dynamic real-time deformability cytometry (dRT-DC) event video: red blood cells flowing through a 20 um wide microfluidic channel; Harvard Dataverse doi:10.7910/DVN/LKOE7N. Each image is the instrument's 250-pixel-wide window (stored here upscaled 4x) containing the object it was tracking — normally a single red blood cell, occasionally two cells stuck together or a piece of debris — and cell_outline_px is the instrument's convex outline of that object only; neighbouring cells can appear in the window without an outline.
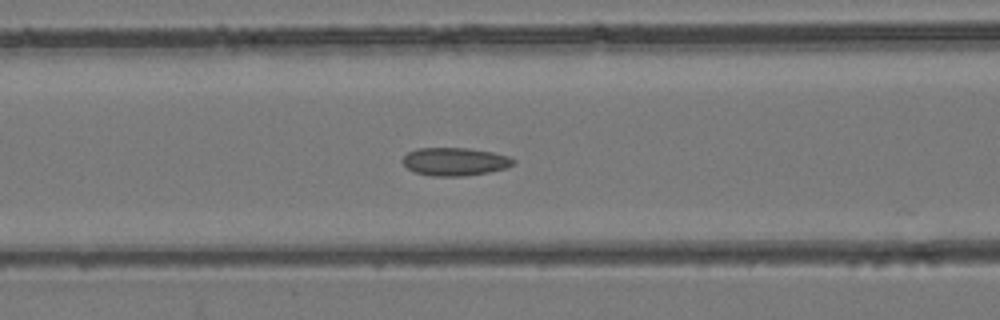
{"species": "common noctule bat (a hibernating species)", "species_latin": "Nyctalus noctula", "temperature_condition": "room temperature", "stored_images_in_passage": 15, "camera_frame_rate_fps": 3000, "um_per_image_px": 0.085, "animal": {"sex": "female", "body_mass_g": 24.6, "forearm_length_mm": 56.2}, "frame": {"image": 1, "passage_image": 14, "time_ms": 4.333, "image_size_px": [1000, 320], "cell_outline_px": [[516, 164], [504, 168], [488, 172], [464, 176], [432, 176], [416, 172], [408, 168], [400, 160], [408, 152], [416, 148], [468, 148], [492, 152], [508, 156], [516, 160]], "centroid_in_image_um": [38.66, 13.73], "position_along_channel_um": 127.9, "area_um2": 18.09}}